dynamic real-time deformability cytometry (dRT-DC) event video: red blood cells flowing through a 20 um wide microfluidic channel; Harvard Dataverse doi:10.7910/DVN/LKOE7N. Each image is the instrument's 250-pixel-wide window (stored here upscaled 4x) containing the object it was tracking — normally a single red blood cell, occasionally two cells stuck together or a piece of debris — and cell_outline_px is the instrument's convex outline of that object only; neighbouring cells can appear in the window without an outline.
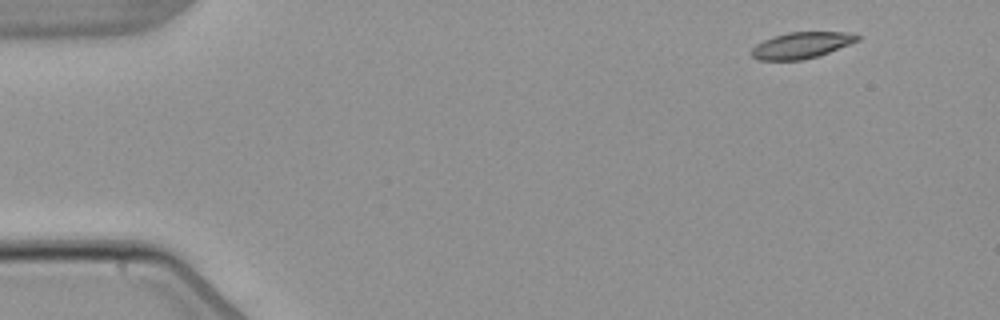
{"species": "common noctule bat (a hibernating species)", "species_latin": "Nyctalus noctula", "temperature_condition": "warm", "stored_images_in_passage": 3, "segment_of_instrument_passage": [2, 2], "camera_frame_rate_fps": 3000, "um_per_image_px": 0.085, "animal": {"sex": "male", "body_mass_g": 21.5, "forearm_length_mm": 52.0}, "frame": {"image": 1, "passage_image": 3, "time_ms": 2.667, "image_size_px": [1000, 320], "cell_outline_px": [[860, 40], [828, 52], [816, 56], [800, 60], [756, 60], [748, 52], [756, 44], [764, 40], [788, 32], [844, 32], [860, 36]], "centroid_in_image_um": [68.07, 3.85], "position_along_channel_um": 16.9, "area_um2": 16.01}}